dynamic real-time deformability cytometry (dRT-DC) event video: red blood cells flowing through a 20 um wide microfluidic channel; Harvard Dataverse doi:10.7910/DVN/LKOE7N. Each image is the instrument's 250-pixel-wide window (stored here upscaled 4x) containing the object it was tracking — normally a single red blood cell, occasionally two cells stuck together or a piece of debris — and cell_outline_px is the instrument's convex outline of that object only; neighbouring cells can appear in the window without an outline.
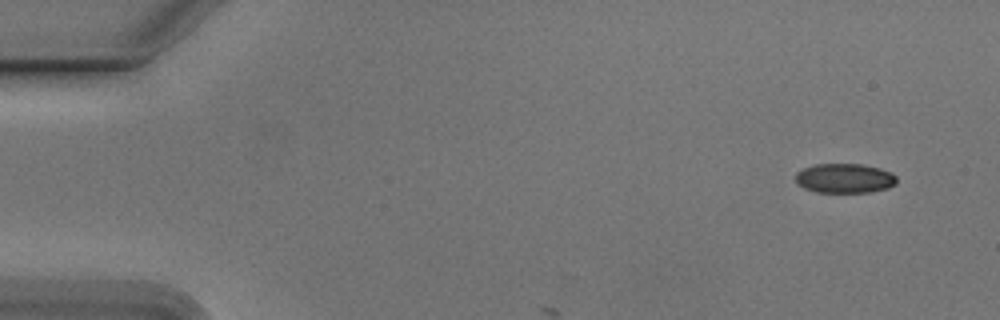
{"species": "Egyptian fruit bat (a non-hibernating species)", "species_latin": "Rousettus aegyptiacus", "temperature_condition": "cold", "stored_images_in_passage": 6, "camera_frame_rate_fps": 3000, "um_per_image_px": 0.085, "animal": {"sex": "male"}, "frame": {"image": 1, "passage_image": 1, "time_ms": 0.0, "image_size_px": [1000, 320], "cell_outline_px": [[896, 184], [888, 188], [868, 192], [816, 192], [804, 188], [796, 180], [796, 172], [804, 168], [816, 164], [860, 164], [880, 168], [892, 172], [896, 176]], "centroid_in_image_um": [71.82, 15.15], "position_along_channel_um": 13.2, "area_um2": 17.34}}